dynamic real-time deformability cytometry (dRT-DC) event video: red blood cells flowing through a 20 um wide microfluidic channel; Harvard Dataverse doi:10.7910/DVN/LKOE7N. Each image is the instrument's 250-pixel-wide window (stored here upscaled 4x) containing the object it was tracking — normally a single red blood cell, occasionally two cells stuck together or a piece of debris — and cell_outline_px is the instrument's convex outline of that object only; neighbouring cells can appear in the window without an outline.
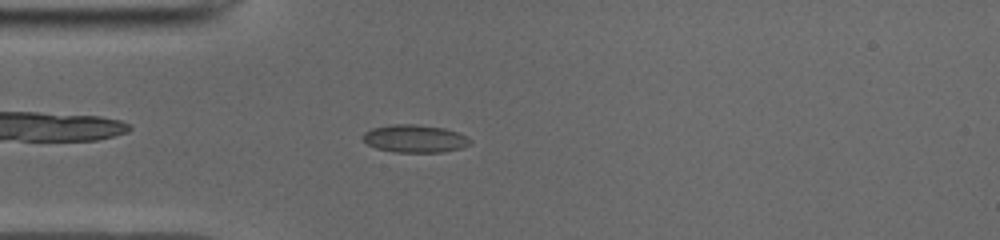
{"species": "common noctule bat (a hibernating species)", "species_latin": "Nyctalus noctula", "temperature_condition": "cold", "stored_images_in_passage": 49, "camera_frame_rate_fps": 3000, "um_per_image_px": 0.085, "animal": {"sex": "male", "body_mass_g": 19.0, "forearm_length_mm": 50.8}, "frame": {"image": 1, "passage_image": 12, "time_ms": 3.667, "image_size_px": [1000, 240], "cell_outline_px": [[472, 144], [460, 148], [444, 152], [396, 152], [376, 148], [368, 144], [364, 140], [364, 132], [372, 128], [392, 124], [416, 124], [444, 128], [468, 136], [472, 140]], "centroid_in_image_um": [35.3, 11.78], "position_along_channel_um": 49.7, "area_um2": 17.34}}
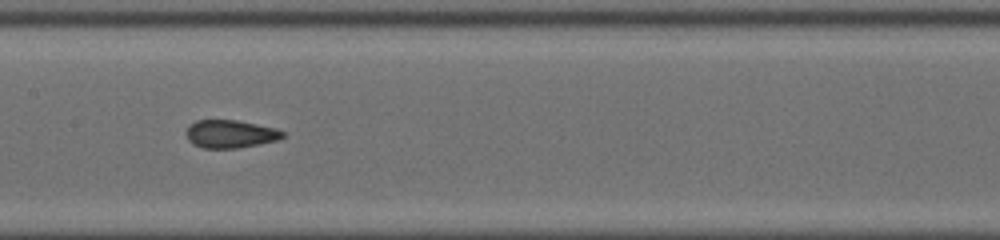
{"frame": {"image": 2, "passage_image": 23, "time_ms": 7.333, "image_size_px": [1000, 240], "cell_outline_px": [[288, 132], [284, 136], [276, 140], [236, 148], [204, 148], [192, 144], [188, 140], [184, 132], [196, 120], [236, 120], [276, 128]], "centroid_in_image_um": [19.57, 11.38], "position_along_channel_um": 187.8, "area_um2": 15.66}}
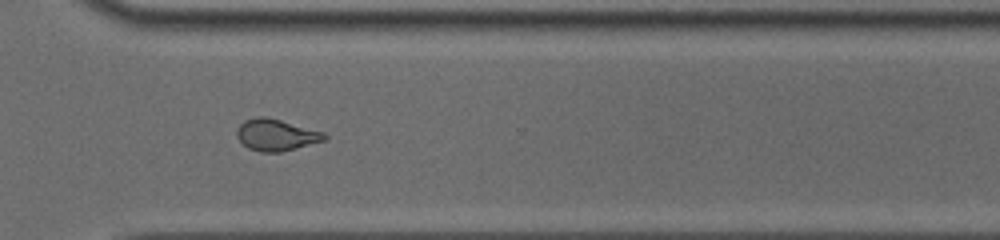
{"frame": {"image": 3, "passage_image": 35, "time_ms": 11.333, "image_size_px": [1000, 240], "cell_outline_px": [[328, 140], [280, 152], [260, 152], [248, 148], [236, 136], [236, 132], [240, 124], [244, 120], [256, 116], [264, 116], [280, 120], [324, 132], [328, 136]], "centroid_in_image_um": [23.49, 11.47], "position_along_channel_um": 347.1, "area_um2": 16.18}, "authors_computed_cell_mechanics": {"area_um2": 16.473, "velocity_mm_per_s": 3.9706, "shape_relaxation_time_tau1_ms": null, "shape_relaxation_time_tau2_ms": 1.1925, "deformation_change_tau1": null, "deformation_change_tau2": 0.0628}}